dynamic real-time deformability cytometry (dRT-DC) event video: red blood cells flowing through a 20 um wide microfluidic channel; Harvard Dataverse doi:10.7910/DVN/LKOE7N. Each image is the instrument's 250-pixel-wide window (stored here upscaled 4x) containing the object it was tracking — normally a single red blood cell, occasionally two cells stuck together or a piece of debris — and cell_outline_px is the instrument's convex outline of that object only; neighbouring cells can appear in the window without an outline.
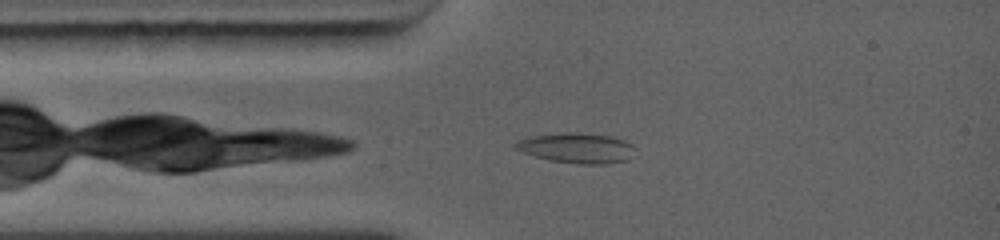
{"species": "common noctule bat (a hibernating species)", "species_latin": "Nyctalus noctula", "temperature_condition": "warm", "stored_images_in_passage": 76, "camera_frame_rate_fps": 5000, "um_per_image_px": 0.085, "animal": {"sex": "female", "body_mass_g": 19.0, "forearm_length_mm": 56.7}, "frame": {"image": 1, "passage_image": 6, "time_ms": 0.6, "image_size_px": [1000, 240], "cell_outline_px": [[636, 148], [628, 160], [604, 164], [580, 164], [548, 160], [524, 152], [516, 148], [512, 144], [528, 136], [560, 132], [580, 132], [608, 136], [624, 140], [632, 144]], "centroid_in_image_um": [49.03, 12.57], "position_along_channel_um": 36.0, "area_um2": 21.1}}
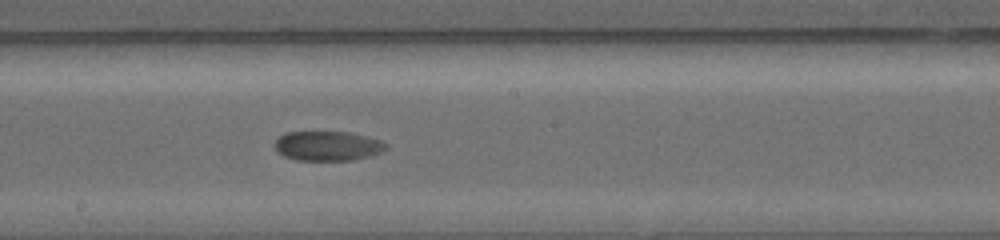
{"frame": {"image": 2, "passage_image": 33, "time_ms": 5.0, "image_size_px": [1000, 240], "cell_outline_px": [[388, 148], [380, 152], [368, 156], [352, 160], [296, 160], [284, 156], [276, 152], [272, 144], [284, 132], [348, 132], [380, 140], [388, 144]], "centroid_in_image_um": [27.8, 12.4], "position_along_channel_um": 220.4, "area_um2": 19.25}}
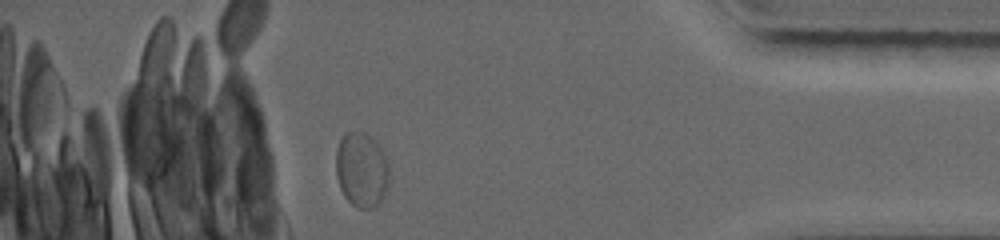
{"frame": {"image": 3, "passage_image": 67, "time_ms": 10.2, "image_size_px": [1000, 240], "cell_outline_px": [[388, 184], [384, 196], [372, 208], [356, 208], [344, 196], [340, 188], [336, 176], [336, 148], [344, 132], [364, 132], [376, 140], [384, 152], [388, 164]], "centroid_in_image_um": [30.72, 14.41], "position_along_channel_um": 404.5, "area_um2": 23.41}, "authors_computed_cell_mechanics": {"area_um2": 20.3167, "velocity_mm_per_s": 4.3443, "shape_relaxation_time_tau1_ms": null, "shape_relaxation_time_tau2_ms": 0.7576, "deformation_change_tau1": null, "deformation_change_tau2": 0.0201}}